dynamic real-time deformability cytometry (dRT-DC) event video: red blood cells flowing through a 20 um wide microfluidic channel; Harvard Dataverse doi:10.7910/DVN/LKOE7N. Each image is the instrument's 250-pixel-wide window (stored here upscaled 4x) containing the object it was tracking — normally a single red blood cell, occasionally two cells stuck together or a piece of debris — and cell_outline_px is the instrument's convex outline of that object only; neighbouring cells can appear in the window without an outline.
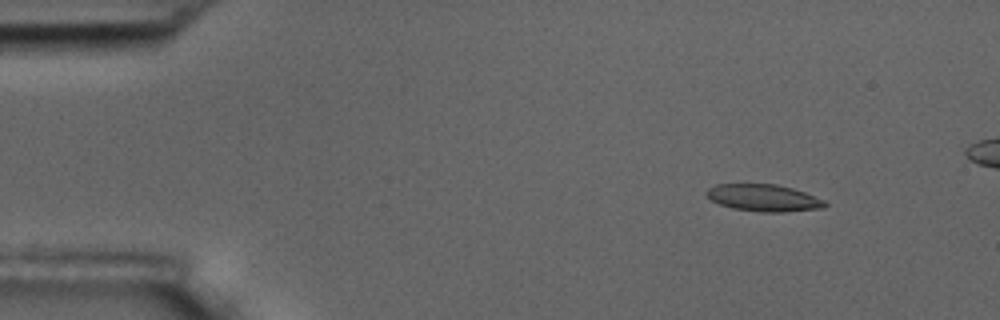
{"species": "common noctule bat (a hibernating species)", "species_latin": "Nyctalus noctula", "temperature_condition": "room temperature", "stored_images_in_passage": 5, "camera_frame_rate_fps": 3000, "um_per_image_px": 0.085, "animal": {"sex": "male", "body_mass_g": 17.5, "forearm_length_mm": 52.3}, "frame": {"image": 1, "passage_image": 1, "time_ms": 0.0, "image_size_px": [1000, 320], "cell_outline_px": [[828, 204], [824, 208], [784, 212], [764, 212], [732, 208], [720, 204], [712, 200], [704, 192], [708, 188], [716, 184], [776, 184], [792, 188], [804, 192], [824, 200]], "centroid_in_image_um": [64.91, 16.81], "position_along_channel_um": 20.1, "area_um2": 18.55}}